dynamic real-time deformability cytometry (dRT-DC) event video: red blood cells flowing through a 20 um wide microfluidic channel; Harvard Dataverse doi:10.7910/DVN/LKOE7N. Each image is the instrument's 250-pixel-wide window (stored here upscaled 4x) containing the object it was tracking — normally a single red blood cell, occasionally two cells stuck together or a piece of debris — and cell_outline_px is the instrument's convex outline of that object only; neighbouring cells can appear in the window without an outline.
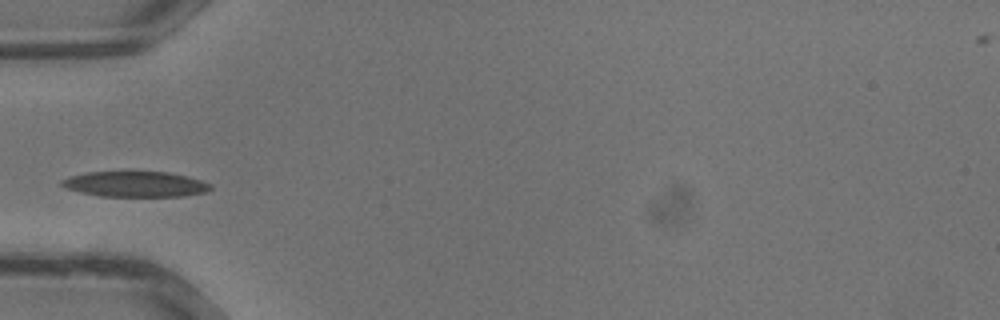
{"species": "common noctule bat (a hibernating species)", "species_latin": "Nyctalus noctula", "temperature_condition": "warm", "stored_images_in_passage": 26, "camera_frame_rate_fps": 3000, "um_per_image_px": 0.085, "animal": {"sex": "male", "body_mass_g": 13.3}, "frame": {"image": 1, "passage_image": 7, "time_ms": 2.0, "image_size_px": [1000, 320], "cell_outline_px": [[212, 188], [204, 192], [184, 196], [100, 196], [80, 192], [64, 188], [60, 184], [60, 180], [68, 176], [88, 172], [168, 172], [188, 176], [212, 184]], "centroid_in_image_um": [11.47, 15.65], "position_along_channel_um": 73.5, "area_um2": 22.14}}
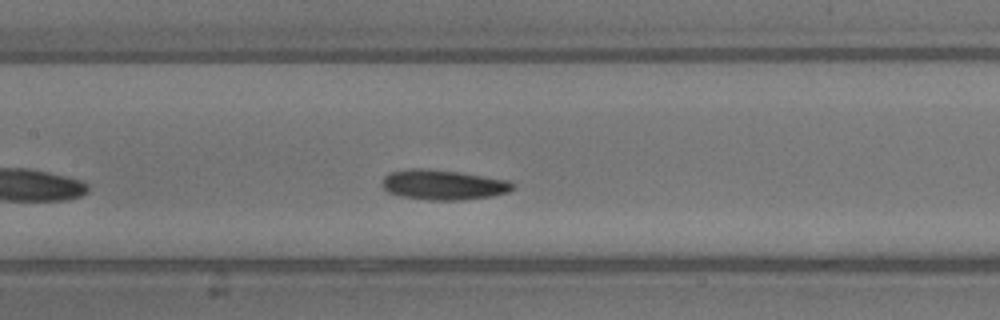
{"frame": {"image": 2, "passage_image": 12, "time_ms": 3.667, "image_size_px": [1000, 320], "cell_outline_px": [[516, 188], [508, 192], [492, 196], [460, 200], [428, 200], [400, 196], [388, 192], [380, 184], [380, 180], [388, 172], [412, 168], [428, 168], [460, 172], [508, 180], [516, 184]], "centroid_in_image_um": [37.66, 15.7], "position_along_channel_um": 169.7, "area_um2": 23.24}}
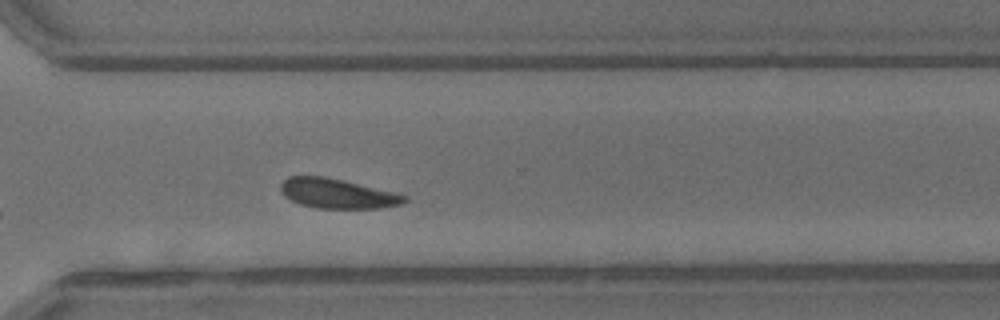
{"frame": {"image": 3, "passage_image": 21, "time_ms": 6.667, "image_size_px": [1000, 320], "cell_outline_px": [[408, 200], [404, 204], [380, 208], [316, 208], [300, 204], [284, 196], [280, 192], [280, 184], [288, 176], [324, 176], [344, 180], [396, 192], [408, 196]], "centroid_in_image_um": [28.7, 16.45], "position_along_channel_um": 341.9, "area_um2": 21.68}}